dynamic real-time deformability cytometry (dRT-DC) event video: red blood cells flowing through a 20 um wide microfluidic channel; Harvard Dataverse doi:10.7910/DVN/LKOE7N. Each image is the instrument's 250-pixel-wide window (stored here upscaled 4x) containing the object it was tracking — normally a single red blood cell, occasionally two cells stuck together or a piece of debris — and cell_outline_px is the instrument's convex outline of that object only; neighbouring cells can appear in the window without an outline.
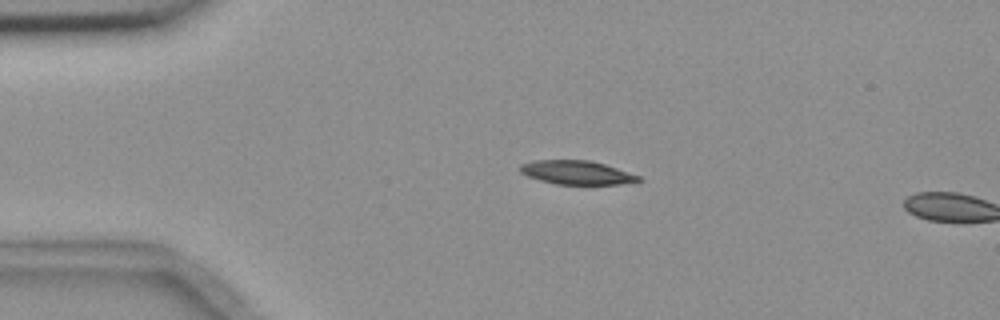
{"species": "common noctule bat (a hibernating species)", "species_latin": "Nyctalus noctula", "temperature_condition": "room temperature", "stored_images_in_passage": 3, "camera_frame_rate_fps": 3000, "um_per_image_px": 0.085, "animal": {"sex": "female", "body_mass_g": 18.4}, "frame": {"image": 1, "passage_image": 2, "time_ms": 1.667, "image_size_px": [1000, 320], "cell_outline_px": [[644, 180], [620, 184], [556, 184], [540, 180], [528, 176], [520, 172], [520, 164], [532, 160], [592, 160], [640, 176]], "centroid_in_image_um": [49.01, 14.66], "position_along_channel_um": 36.0, "area_um2": 16.36}}